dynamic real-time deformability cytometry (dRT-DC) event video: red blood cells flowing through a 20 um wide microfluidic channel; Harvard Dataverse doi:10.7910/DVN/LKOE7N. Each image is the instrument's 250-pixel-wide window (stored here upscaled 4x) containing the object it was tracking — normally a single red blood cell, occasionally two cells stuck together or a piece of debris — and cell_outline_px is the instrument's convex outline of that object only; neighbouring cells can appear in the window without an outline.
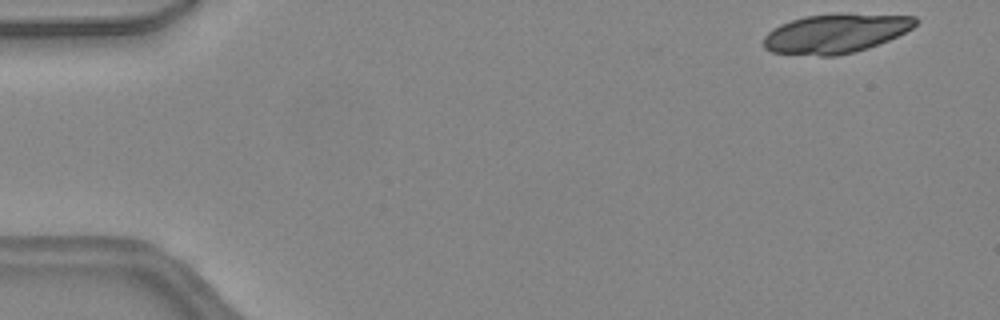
{"species": "common noctule bat (a hibernating species)", "species_latin": "Nyctalus noctula", "temperature_condition": "warm", "stored_images_in_passage": 14, "camera_frame_rate_fps": 3000, "um_per_image_px": 0.085, "animal": {"sex": "female", "body_mass_g": 24.6, "forearm_length_mm": 56.2}, "frame": {"image": 1, "passage_image": 1, "time_ms": 0.0, "image_size_px": [1000, 320], "cell_outline_px": [[920, 20], [912, 28], [888, 40], [868, 48], [856, 52], [836, 56], [820, 56], [772, 52], [764, 48], [764, 36], [772, 28], [780, 24], [804, 16], [840, 12], [916, 16]], "centroid_in_image_um": [71.04, 2.82], "position_along_channel_um": 14.0, "area_um2": 35.2}}